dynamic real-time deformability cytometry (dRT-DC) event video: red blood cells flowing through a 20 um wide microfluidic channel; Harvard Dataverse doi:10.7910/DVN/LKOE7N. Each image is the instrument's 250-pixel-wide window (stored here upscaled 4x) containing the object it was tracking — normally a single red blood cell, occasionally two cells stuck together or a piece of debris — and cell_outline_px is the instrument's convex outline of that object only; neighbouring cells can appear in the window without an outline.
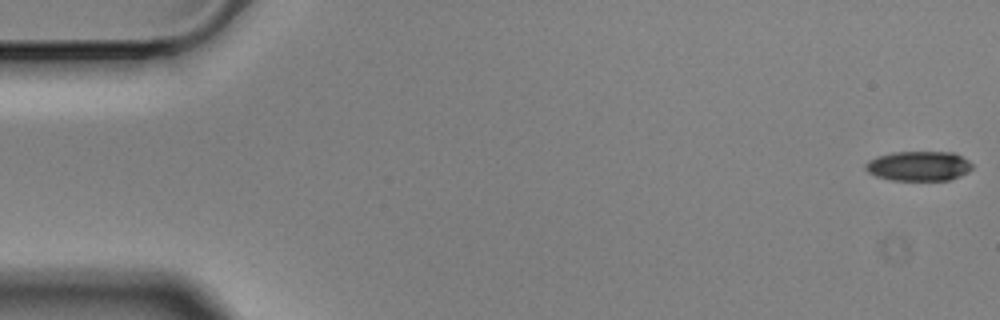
{"species": "Egyptian fruit bat (a non-hibernating species)", "species_latin": "Rousettus aegyptiacus", "temperature_condition": "cold", "stored_images_in_passage": 6, "segment_of_instrument_passage": [1, 2], "camera_frame_rate_fps": 3000, "um_per_image_px": 0.085, "animal": {"sex": "male"}, "frame": {"image": 1, "passage_image": 1, "time_ms": 0.0, "image_size_px": [1000, 320], "cell_outline_px": [[972, 168], [960, 176], [948, 180], [892, 180], [876, 176], [868, 172], [864, 168], [864, 164], [868, 160], [876, 156], [892, 152], [956, 152], [968, 160], [972, 164]], "centroid_in_image_um": [78.07, 14.1], "position_along_channel_um": 6.9, "area_um2": 18.61}}
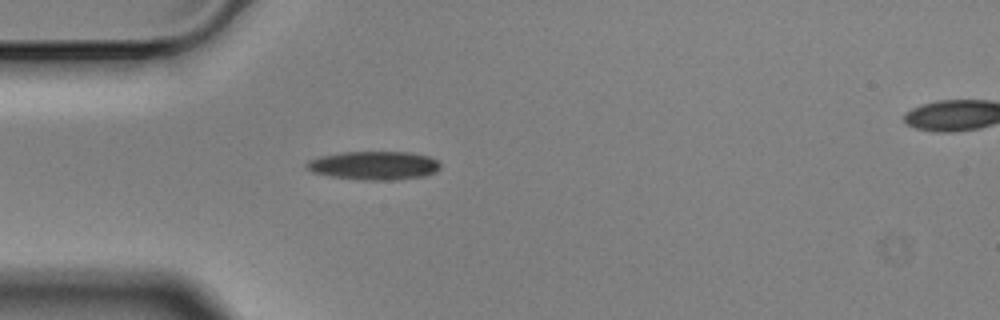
{"frame": {"image": 2, "passage_image": 5, "time_ms": 1.333, "image_size_px": [1000, 320], "cell_outline_px": [[440, 168], [436, 172], [428, 176], [392, 180], [364, 180], [332, 176], [312, 172], [304, 168], [304, 164], [308, 160], [320, 156], [340, 152], [408, 152], [428, 156], [436, 160], [440, 164]], "centroid_in_image_um": [31.77, 14.07], "position_along_channel_um": 53.2, "area_um2": 22.43}}